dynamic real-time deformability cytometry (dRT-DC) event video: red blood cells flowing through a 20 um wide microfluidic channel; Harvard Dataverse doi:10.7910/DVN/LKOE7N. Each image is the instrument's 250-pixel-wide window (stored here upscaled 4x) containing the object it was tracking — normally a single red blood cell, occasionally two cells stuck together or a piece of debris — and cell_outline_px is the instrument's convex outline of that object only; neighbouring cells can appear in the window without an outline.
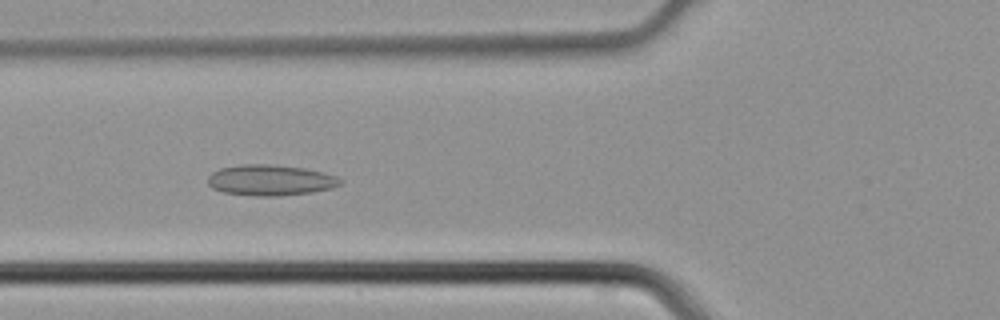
{"species": "common noctule bat (a hibernating species)", "species_latin": "Nyctalus noctula", "temperature_condition": "cold", "stored_images_in_passage": 38, "camera_frame_rate_fps": 3000, "um_per_image_px": 0.085, "animal": {"sex": "male", "body_mass_g": 21.5, "forearm_length_mm": 52.0}, "frame": {"image": 1, "passage_image": 11, "time_ms": 3.333, "image_size_px": [1000, 320], "cell_outline_px": [[344, 180], [340, 184], [332, 188], [312, 192], [280, 196], [256, 196], [224, 192], [212, 188], [208, 184], [208, 176], [212, 172], [220, 168], [240, 164], [268, 164], [304, 168], [324, 172], [336, 176]], "centroid_in_image_um": [22.99, 15.31], "position_along_channel_um": 102.8, "area_um2": 23.87}}
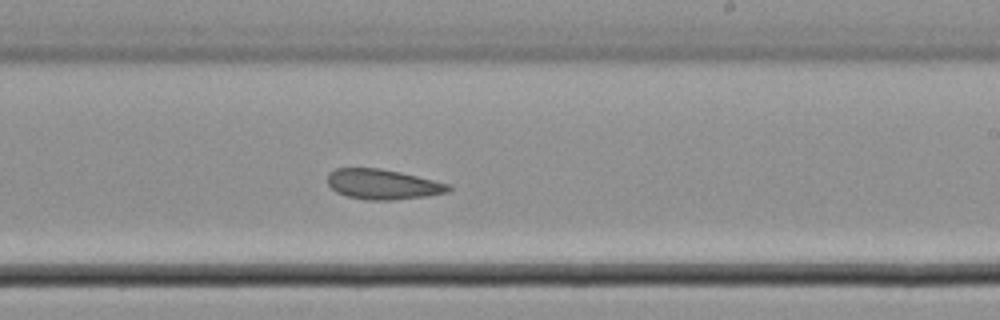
{"frame": {"image": 2, "passage_image": 21, "time_ms": 6.667, "image_size_px": [1000, 320], "cell_outline_px": [[452, 188], [448, 192], [428, 196], [392, 200], [368, 200], [348, 196], [336, 192], [328, 184], [328, 172], [336, 168], [380, 168], [400, 172], [448, 184]], "centroid_in_image_um": [32.52, 15.66], "position_along_channel_um": 256.5, "area_um2": 21.1}}
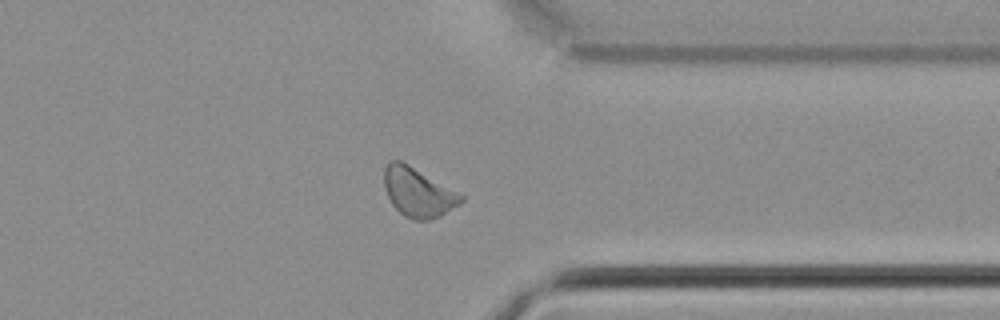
{"frame": {"image": 3, "passage_image": 29, "time_ms": 9.333, "image_size_px": [1000, 320], "cell_outline_px": [[464, 200], [460, 204], [440, 216], [428, 220], [412, 220], [404, 216], [392, 204], [384, 188], [384, 168], [392, 160], [400, 160], [408, 164], [464, 196]], "centroid_in_image_um": [35.52, 16.36], "position_along_channel_um": 375.9, "area_um2": 21.73}}